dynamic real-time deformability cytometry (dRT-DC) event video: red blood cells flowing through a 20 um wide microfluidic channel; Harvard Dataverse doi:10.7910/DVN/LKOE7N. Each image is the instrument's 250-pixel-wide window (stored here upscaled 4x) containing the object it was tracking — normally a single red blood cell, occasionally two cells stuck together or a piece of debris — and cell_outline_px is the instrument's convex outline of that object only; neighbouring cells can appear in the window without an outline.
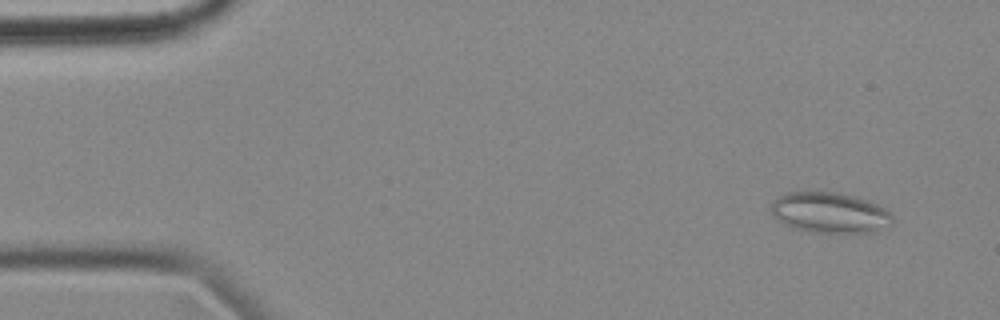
{"species": "common noctule bat (a hibernating species)", "species_latin": "Nyctalus noctula", "temperature_condition": "cold", "stored_images_in_passage": 56, "camera_frame_rate_fps": 3000, "um_per_image_px": 0.085, "animal": {"sex": "female", "body_mass_g": 18.4}, "frame": {"image": 1, "passage_image": 4, "time_ms": 1.0, "image_size_px": [1000, 320], "cell_outline_px": [[892, 220], [872, 232], [812, 232], [796, 228], [772, 216], [772, 204], [784, 192], [832, 192], [868, 200], [884, 208], [892, 216]], "centroid_in_image_um": [70.49, 18.06], "position_along_channel_um": 14.5, "area_um2": 27.74}}
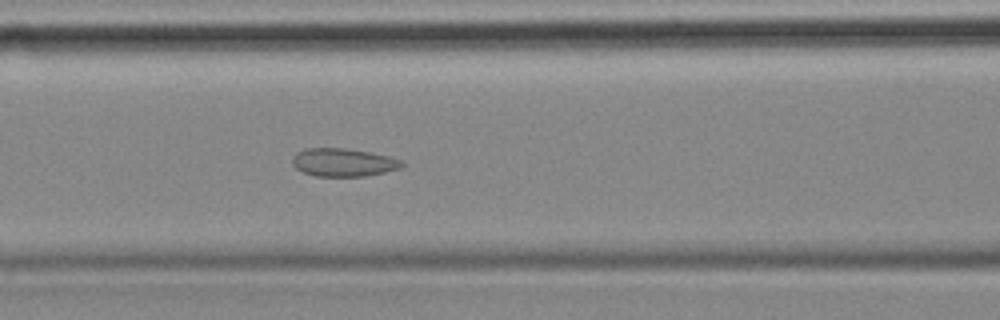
{"frame": {"image": 2, "passage_image": 23, "time_ms": 7.333, "image_size_px": [1000, 320], "cell_outline_px": [[404, 164], [400, 168], [384, 172], [364, 176], [316, 176], [304, 172], [296, 168], [292, 164], [292, 160], [296, 152], [304, 148], [344, 148], [368, 152], [388, 156], [404, 160]], "centroid_in_image_um": [29.18, 13.8], "position_along_channel_um": 137.4, "area_um2": 17.86}}
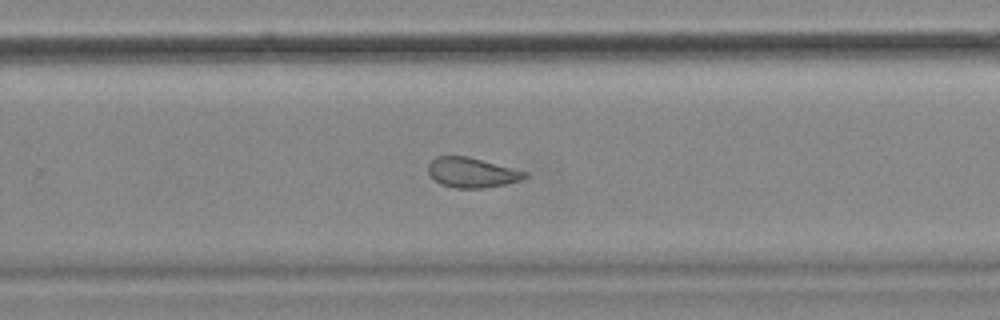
{"frame": {"image": 3, "passage_image": 36, "time_ms": 11.667, "image_size_px": [1000, 320], "cell_outline_px": [[528, 176], [520, 180], [504, 184], [484, 188], [456, 188], [440, 184], [428, 172], [428, 164], [436, 156], [468, 156], [528, 172]], "centroid_in_image_um": [40.11, 14.66], "position_along_channel_um": 289.7, "area_um2": 16.76}, "authors_computed_cell_mechanics": {"area_um2": 19.5653, "velocity_mm_per_s": 3.5282, "shape_relaxation_time_tau1_ms": null, "shape_relaxation_time_tau2_ms": 1.7927, "deformation_change_tau1": null, "deformation_change_tau2": 0.0742}}